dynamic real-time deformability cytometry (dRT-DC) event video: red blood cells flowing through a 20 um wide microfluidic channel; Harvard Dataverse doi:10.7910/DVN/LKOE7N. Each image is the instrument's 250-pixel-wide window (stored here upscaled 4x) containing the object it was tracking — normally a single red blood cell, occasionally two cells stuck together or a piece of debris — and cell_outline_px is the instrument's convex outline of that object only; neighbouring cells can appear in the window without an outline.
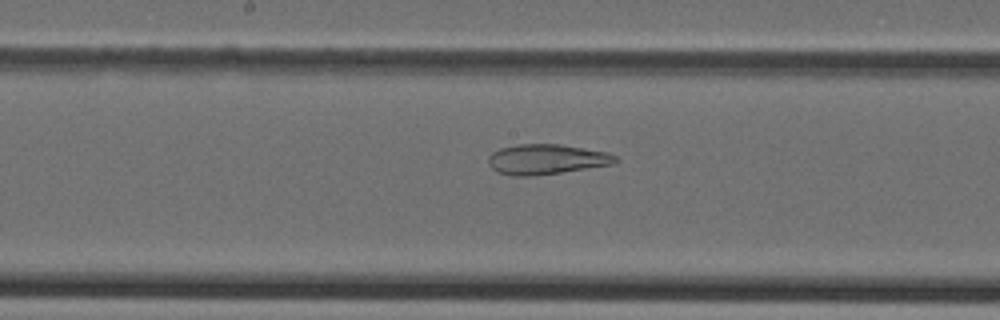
{"species": "Egyptian fruit bat (a non-hibernating species)", "species_latin": "Rousettus aegyptiacus", "temperature_condition": "cold", "stored_images_in_passage": 24, "camera_frame_rate_fps": 3000, "um_per_image_px": 0.085, "animal": {"sex": "female"}, "frame": {"image": 1, "passage_image": 11, "time_ms": 3.333, "image_size_px": [1000, 320], "cell_outline_px": [[620, 160], [616, 164], [532, 176], [512, 176], [496, 172], [488, 164], [488, 156], [492, 152], [500, 148], [520, 144], [560, 144], [608, 152], [616, 156]], "centroid_in_image_um": [46.45, 13.54], "position_along_channel_um": 201.7, "area_um2": 22.48}}
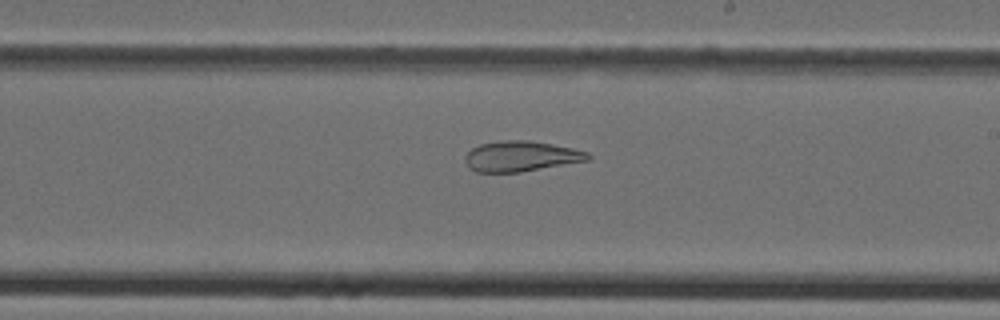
{"frame": {"image": 2, "passage_image": 14, "time_ms": 4.333, "image_size_px": [1000, 320], "cell_outline_px": [[592, 156], [588, 160], [520, 172], [476, 172], [468, 168], [464, 160], [464, 156], [472, 148], [480, 144], [500, 140], [528, 140], [552, 144], [572, 148], [588, 152]], "centroid_in_image_um": [44.24, 13.28], "position_along_channel_um": 244.8, "area_um2": 21.79}}